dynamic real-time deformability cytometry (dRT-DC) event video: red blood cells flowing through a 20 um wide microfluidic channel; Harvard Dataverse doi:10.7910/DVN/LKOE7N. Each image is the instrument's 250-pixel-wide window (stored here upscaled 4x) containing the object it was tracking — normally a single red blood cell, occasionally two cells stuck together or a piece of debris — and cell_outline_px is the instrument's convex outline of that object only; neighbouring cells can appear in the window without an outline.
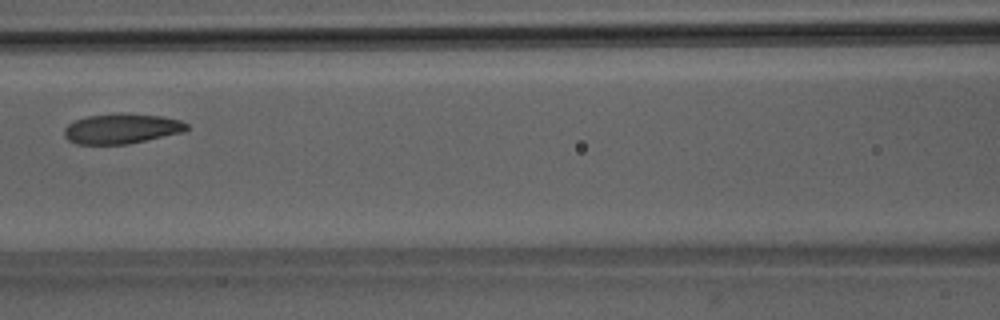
{"species": "Egyptian fruit bat (a non-hibernating species)", "species_latin": "Rousettus aegyptiacus", "temperature_condition": "room temperature", "stored_images_in_passage": 4, "camera_frame_rate_fps": 3000, "um_per_image_px": 0.085, "animal": {"sex": "male"}, "frame": {"image": 1, "passage_image": 4, "time_ms": 3.667, "image_size_px": [1000, 320], "cell_outline_px": [[188, 128], [184, 132], [128, 144], [76, 144], [68, 140], [64, 136], [64, 128], [68, 124], [76, 120], [88, 116], [120, 112], [128, 112], [160, 116], [180, 120], [188, 124]], "centroid_in_image_um": [10.34, 10.92], "position_along_channel_um": 156.3, "area_um2": 21.68}}